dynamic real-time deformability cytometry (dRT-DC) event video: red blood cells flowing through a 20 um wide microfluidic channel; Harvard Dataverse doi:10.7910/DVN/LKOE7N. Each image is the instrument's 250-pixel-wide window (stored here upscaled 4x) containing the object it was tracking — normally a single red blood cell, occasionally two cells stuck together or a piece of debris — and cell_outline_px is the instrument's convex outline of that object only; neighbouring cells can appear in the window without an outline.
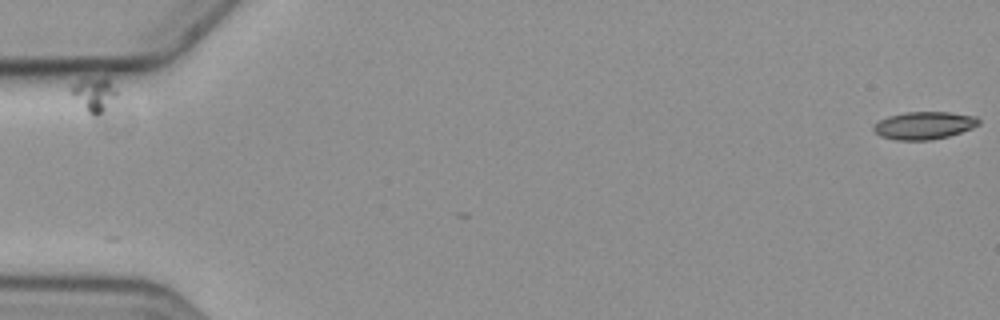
{"species": "common noctule bat (a hibernating species)", "species_latin": "Nyctalus noctula", "temperature_condition": "cold", "stored_images_in_passage": 2, "camera_frame_rate_fps": 3000, "um_per_image_px": 0.085, "animal": {"sex": "female", "body_mass_g": 19.3, "forearm_length_mm": 54.1}, "frame": {"image": 1, "passage_image": 1, "time_ms": 0.0, "image_size_px": [1000, 320], "cell_outline_px": [[980, 124], [972, 128], [948, 136], [932, 140], [896, 140], [880, 136], [872, 128], [872, 124], [888, 116], [904, 112], [948, 112], [976, 116], [980, 120]], "centroid_in_image_um": [78.53, 10.66], "position_along_channel_um": 6.5, "area_um2": 16.99}}